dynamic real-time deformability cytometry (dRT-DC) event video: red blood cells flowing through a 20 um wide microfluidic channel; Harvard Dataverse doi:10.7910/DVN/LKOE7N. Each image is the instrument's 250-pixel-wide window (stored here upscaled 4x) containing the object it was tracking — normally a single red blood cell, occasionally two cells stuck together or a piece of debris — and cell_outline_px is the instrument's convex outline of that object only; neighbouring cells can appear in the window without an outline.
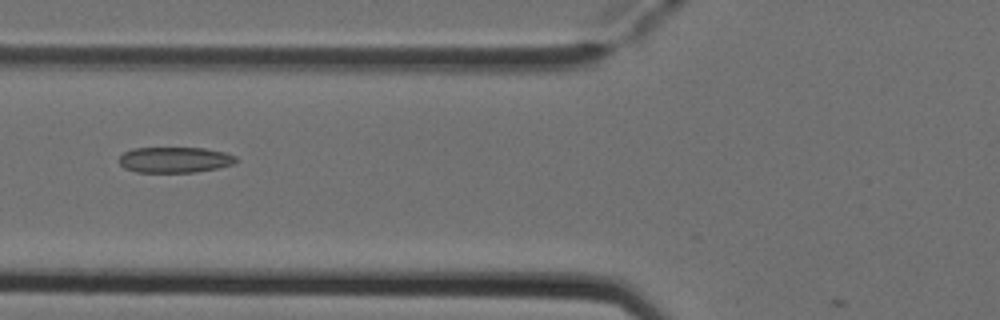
{"species": "Egyptian fruit bat (a non-hibernating species)", "species_latin": "Rousettus aegyptiacus", "temperature_condition": "cold", "stored_images_in_passage": 2, "camera_frame_rate_fps": 3000, "um_per_image_px": 0.085, "animal": {"sex": "female"}, "frame": {"image": 1, "passage_image": 2, "time_ms": 0.333, "image_size_px": [1000, 320], "cell_outline_px": [[240, 160], [236, 164], [196, 172], [136, 172], [124, 168], [120, 164], [120, 156], [124, 152], [132, 148], [204, 148], [224, 152], [236, 156]], "centroid_in_image_um": [14.89, 13.58], "position_along_channel_um": 110.9, "area_um2": 17.63}}